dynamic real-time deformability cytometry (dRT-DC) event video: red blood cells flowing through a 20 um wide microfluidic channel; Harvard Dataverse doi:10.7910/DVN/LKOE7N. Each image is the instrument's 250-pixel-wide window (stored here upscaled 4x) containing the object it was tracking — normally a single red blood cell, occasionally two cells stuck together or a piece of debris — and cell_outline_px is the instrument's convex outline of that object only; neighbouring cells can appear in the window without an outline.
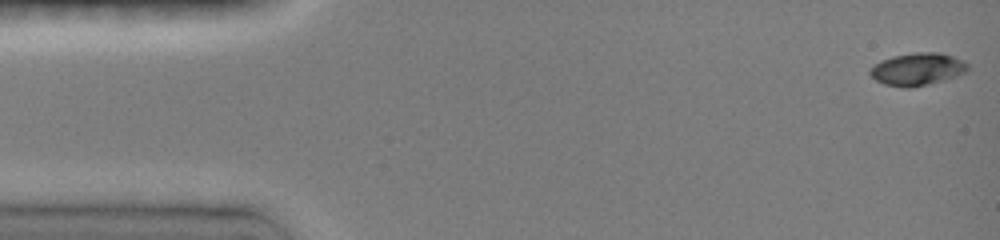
{"species": "common noctule bat (a hibernating species)", "species_latin": "Nyctalus noctula", "temperature_condition": "room temperature", "stored_images_in_passage": 5, "camera_frame_rate_fps": 3000, "um_per_image_px": 0.085, "animal": {"sex": "female", "body_mass_g": 19.0, "forearm_length_mm": 51.5}, "frame": {"image": 1, "passage_image": 1, "time_ms": 0.0, "image_size_px": [1000, 240], "cell_outline_px": [[968, 68], [964, 72], [956, 76], [944, 80], [912, 88], [904, 88], [884, 84], [876, 80], [868, 72], [872, 64], [880, 60], [892, 56], [916, 52], [940, 52], [952, 56], [968, 64]], "centroid_in_image_um": [77.92, 5.88], "position_along_channel_um": 7.1, "area_um2": 18.55}}
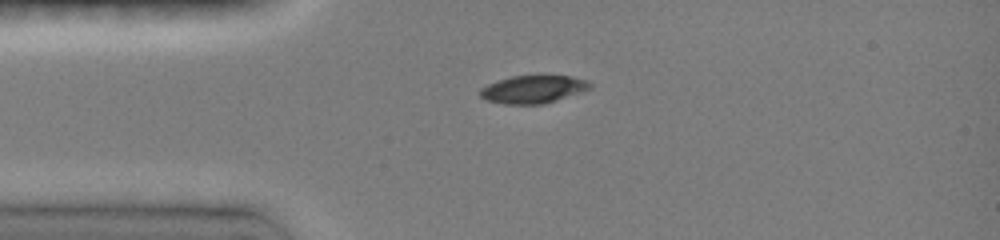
{"frame": {"image": 2, "passage_image": 4, "time_ms": 3.333, "image_size_px": [1000, 240], "cell_outline_px": [[592, 88], [544, 104], [504, 104], [488, 100], [480, 96], [480, 88], [496, 80], [512, 76], [572, 76], [588, 80], [592, 84]], "centroid_in_image_um": [45.32, 7.58], "position_along_channel_um": 39.7, "area_um2": 17.74}}